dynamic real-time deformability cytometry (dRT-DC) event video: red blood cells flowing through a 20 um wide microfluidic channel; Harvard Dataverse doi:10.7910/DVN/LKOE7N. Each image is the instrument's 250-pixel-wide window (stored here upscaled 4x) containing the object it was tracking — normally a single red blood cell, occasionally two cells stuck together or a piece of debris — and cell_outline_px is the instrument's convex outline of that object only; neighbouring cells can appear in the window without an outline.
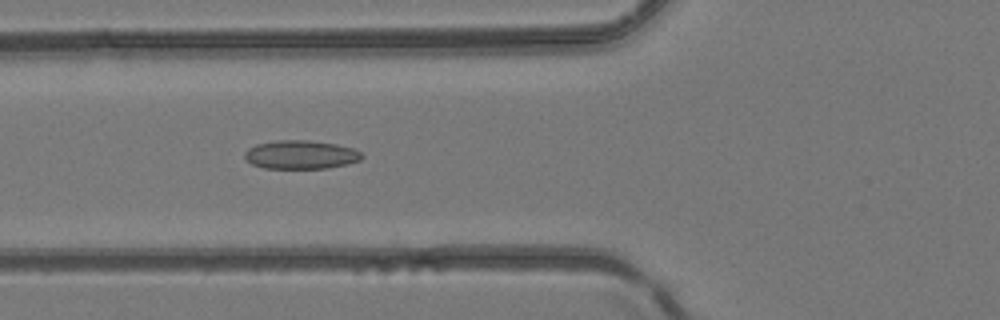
{"species": "common noctule bat (a hibernating species)", "species_latin": "Nyctalus noctula", "temperature_condition": "room temperature", "stored_images_in_passage": 49, "camera_frame_rate_fps": 3000, "um_per_image_px": 0.085, "animal": {"sex": "female", "body_mass_g": 24.6, "forearm_length_mm": 56.2}, "frame": {"image": 1, "passage_image": 19, "time_ms": 6.0, "image_size_px": [1000, 320], "cell_outline_px": [[364, 156], [360, 160], [348, 164], [328, 168], [264, 168], [252, 164], [244, 160], [244, 152], [248, 148], [256, 144], [276, 140], [308, 140], [336, 144], [352, 148], [360, 152]], "centroid_in_image_um": [25.54, 13.15], "position_along_channel_um": 100.3, "area_um2": 19.65}}
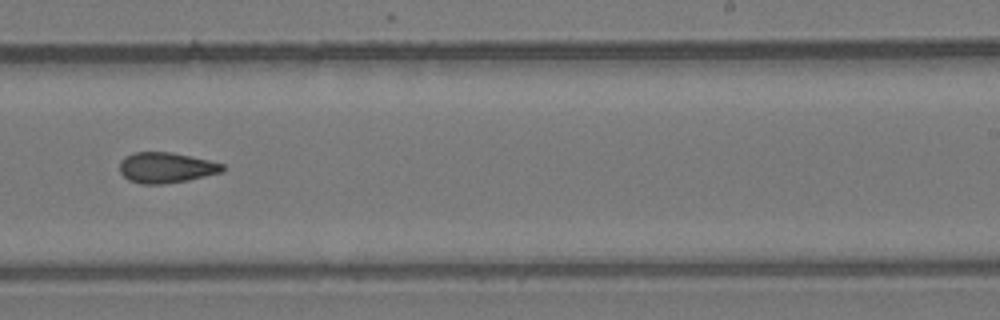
{"frame": {"image": 2, "passage_image": 31, "time_ms": 10.0, "image_size_px": [1000, 320], "cell_outline_px": [[224, 172], [188, 180], [164, 184], [140, 184], [128, 180], [120, 172], [120, 160], [124, 156], [136, 152], [168, 152], [208, 160], [224, 164]], "centroid_in_image_um": [14.1, 14.26], "position_along_channel_um": 274.9, "area_um2": 18.32}}
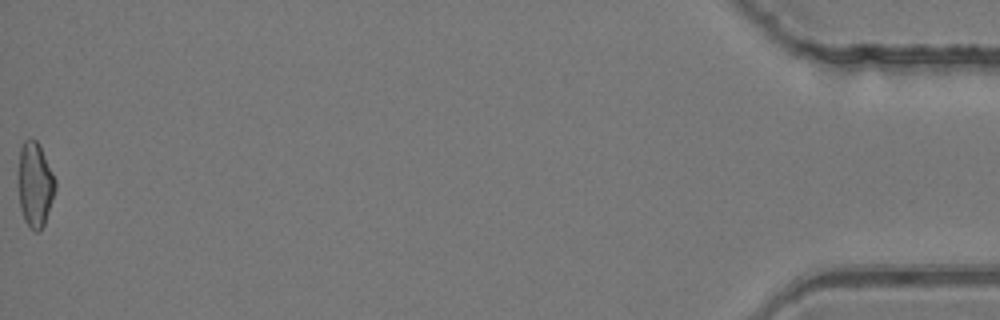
{"frame": {"image": 3, "passage_image": 49, "time_ms": 16.0, "image_size_px": [1000, 320], "cell_outline_px": [[56, 188], [44, 224], [36, 232], [24, 220], [20, 208], [20, 148], [24, 140], [36, 140], [40, 144], [56, 180]], "centroid_in_image_um": [3.01, 15.66], "position_along_channel_um": 432.2, "area_um2": 17.69}}